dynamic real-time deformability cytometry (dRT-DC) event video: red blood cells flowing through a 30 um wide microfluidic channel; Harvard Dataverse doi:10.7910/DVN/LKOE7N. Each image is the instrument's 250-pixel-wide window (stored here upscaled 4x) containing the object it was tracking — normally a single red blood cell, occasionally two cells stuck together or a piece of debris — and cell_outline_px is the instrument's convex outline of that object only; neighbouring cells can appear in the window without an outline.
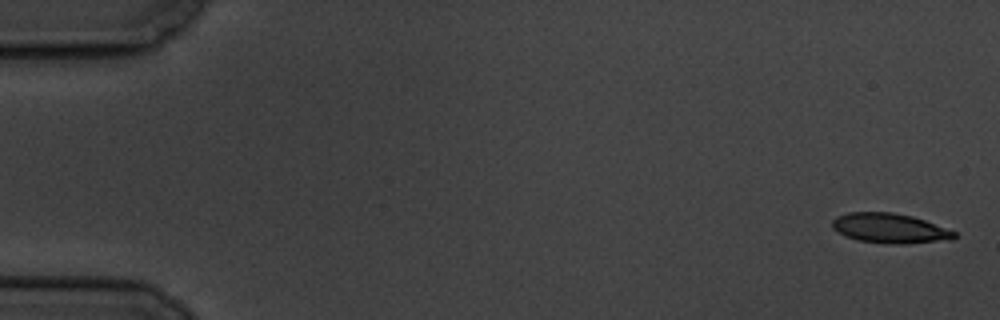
{"species": "common noctule bat (a hibernating species)", "species_latin": "Nyctalus noctula", "temperature_condition": "cold", "stored_images_in_passage": 8, "camera_frame_rate_fps": 3000, "um_per_image_px": 0.085, "animal": {"sex": "male", "body_mass_g": 19.5, "forearm_length_mm": 54.6}, "frame": {"image": 1, "passage_image": 1, "time_ms": 0.0, "image_size_px": [1000, 320], "cell_outline_px": [[956, 236], [952, 240], [904, 244], [888, 244], [860, 240], [844, 236], [832, 228], [832, 220], [836, 216], [848, 212], [892, 212], [912, 216], [924, 220], [956, 232]], "centroid_in_image_um": [75.62, 19.4], "position_along_channel_um": 9.4, "area_um2": 21.27}}
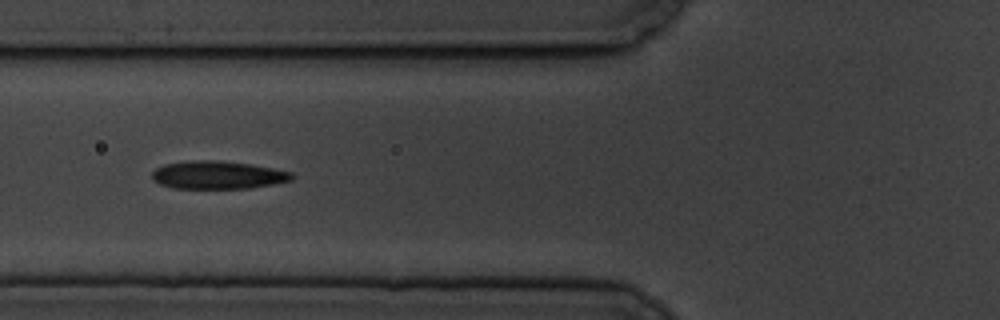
{"frame": {"image": 2, "passage_image": 7, "time_ms": 7.0, "image_size_px": [1000, 320], "cell_outline_px": [[296, 176], [292, 180], [252, 188], [172, 188], [160, 184], [152, 180], [152, 172], [156, 168], [164, 164], [196, 160], [216, 160], [252, 164], [292, 172]], "centroid_in_image_um": [18.52, 14.87], "position_along_channel_um": 107.3, "area_um2": 22.83}}
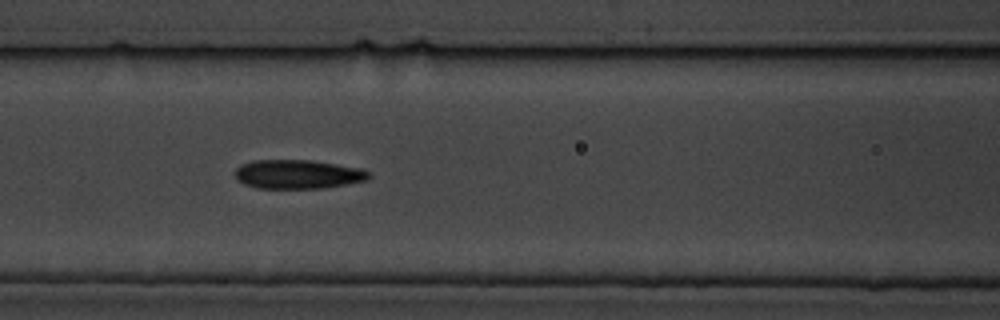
{"frame": {"image": 3, "passage_image": 8, "time_ms": 8.0, "image_size_px": [1000, 320], "cell_outline_px": [[372, 176], [364, 180], [344, 184], [320, 188], [256, 188], [244, 184], [236, 180], [236, 168], [240, 164], [252, 160], [312, 160], [360, 168], [372, 172]], "centroid_in_image_um": [25.28, 14.8], "position_along_channel_um": 141.3, "area_um2": 22.6}}